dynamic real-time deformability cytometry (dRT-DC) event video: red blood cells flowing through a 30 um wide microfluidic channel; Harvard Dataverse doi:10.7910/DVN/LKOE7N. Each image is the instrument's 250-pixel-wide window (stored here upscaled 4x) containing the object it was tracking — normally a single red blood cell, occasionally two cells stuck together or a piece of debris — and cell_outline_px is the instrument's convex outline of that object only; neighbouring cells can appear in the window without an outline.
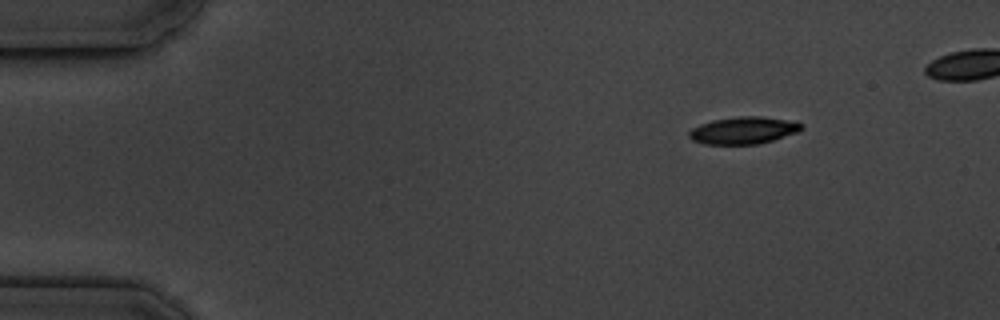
{"species": "common noctule bat (a hibernating species)", "species_latin": "Nyctalus noctula", "temperature_condition": "cold", "stored_images_in_passage": 4, "camera_frame_rate_fps": 3000, "um_per_image_px": 0.085, "animal": {"sex": "male", "body_mass_g": 19.5, "forearm_length_mm": 54.6}, "frame": {"image": 1, "passage_image": 1, "time_ms": 0.0, "image_size_px": [1000, 320], "cell_outline_px": [[804, 128], [800, 132], [772, 140], [756, 144], [704, 144], [692, 140], [688, 136], [688, 132], [692, 128], [700, 124], [712, 120], [736, 116], [760, 116], [796, 120], [804, 124]], "centroid_in_image_um": [63.25, 11.06], "position_along_channel_um": 21.8, "area_um2": 18.15}}